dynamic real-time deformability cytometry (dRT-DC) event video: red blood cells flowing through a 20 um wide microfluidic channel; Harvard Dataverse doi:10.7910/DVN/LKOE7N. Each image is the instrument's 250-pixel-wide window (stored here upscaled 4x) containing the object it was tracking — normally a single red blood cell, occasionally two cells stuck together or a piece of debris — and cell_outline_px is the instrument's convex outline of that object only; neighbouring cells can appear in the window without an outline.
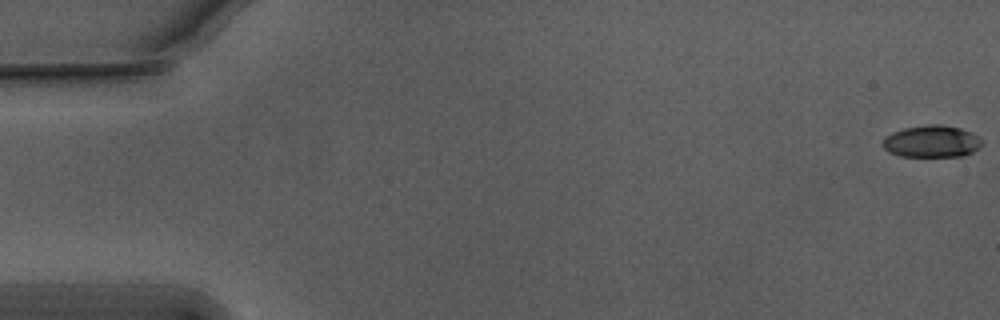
{"species": "Egyptian fruit bat (a non-hibernating species)", "species_latin": "Rousettus aegyptiacus", "temperature_condition": "warm", "stored_images_in_passage": 56, "camera_frame_rate_fps": 3000, "um_per_image_px": 0.085, "animal": {"sex": "male"}, "frame": {"image": 1, "passage_image": 1, "time_ms": 0.0, "image_size_px": [1000, 320], "cell_outline_px": [[980, 144], [972, 152], [964, 156], [900, 156], [888, 152], [880, 144], [892, 132], [904, 128], [924, 124], [940, 124], [960, 128], [972, 132], [980, 140]], "centroid_in_image_um": [79.15, 12.01], "position_along_channel_um": 5.9, "area_um2": 18.38}}
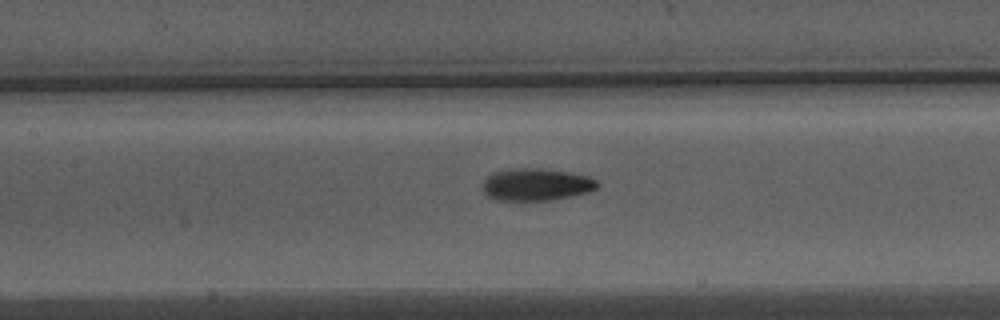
{"frame": {"image": 2, "passage_image": 26, "time_ms": 8.333, "image_size_px": [1000, 320], "cell_outline_px": [[600, 184], [596, 188], [588, 192], [548, 200], [500, 200], [488, 196], [484, 192], [484, 180], [492, 172], [508, 168], [536, 168], [568, 172], [588, 176], [596, 180]], "centroid_in_image_um": [45.57, 15.67], "position_along_channel_um": 161.8, "area_um2": 21.33}}
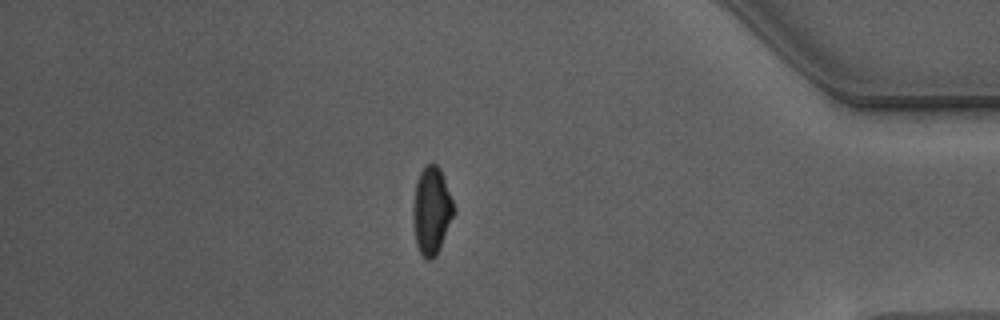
{"frame": {"image": 3, "passage_image": 48, "time_ms": 15.667, "image_size_px": [1000, 320], "cell_outline_px": [[456, 212], [436, 256], [432, 260], [428, 260], [420, 252], [416, 244], [412, 212], [412, 208], [416, 184], [420, 172], [428, 164], [436, 164], [440, 168], [456, 208]], "centroid_in_image_um": [36.7, 17.92], "position_along_channel_um": 398.5, "area_um2": 20.81}, "authors_computed_cell_mechanics": {"area_um2": 20.6057, "velocity_mm_per_s": 3.7554, "shape_relaxation_time_tau1_ms": 4.0036, "shape_relaxation_time_tau2_ms": 2.1073, "deformation_change_tau1": 0.1618, "deformation_change_tau2": 0.0785}}